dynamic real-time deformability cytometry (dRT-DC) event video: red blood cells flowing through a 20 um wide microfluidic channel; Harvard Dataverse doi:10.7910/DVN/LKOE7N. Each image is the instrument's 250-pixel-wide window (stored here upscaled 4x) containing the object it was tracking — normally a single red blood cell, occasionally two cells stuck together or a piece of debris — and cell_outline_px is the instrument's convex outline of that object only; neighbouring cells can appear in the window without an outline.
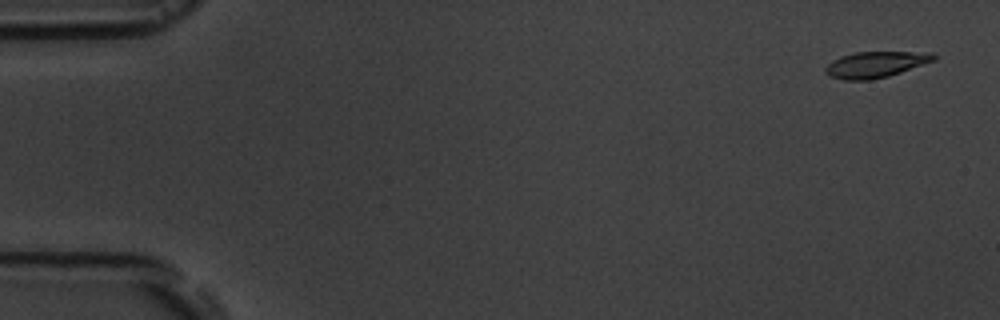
{"species": "common noctule bat (a hibernating species)", "species_latin": "Nyctalus noctula", "temperature_condition": "room temperature", "stored_images_in_passage": 5, "camera_frame_rate_fps": 3000, "um_per_image_px": 0.085, "animal": {"sex": "male", "body_mass_g": 19.5, "forearm_length_mm": 54.6}, "frame": {"image": 1, "passage_image": 1, "time_ms": 0.0, "image_size_px": [1000, 320], "cell_outline_px": [[936, 60], [888, 76], [868, 80], [844, 80], [828, 76], [824, 72], [824, 68], [832, 60], [840, 56], [856, 52], [932, 52], [936, 56]], "centroid_in_image_um": [74.39, 5.48], "position_along_channel_um": 10.6, "area_um2": 16.47}}
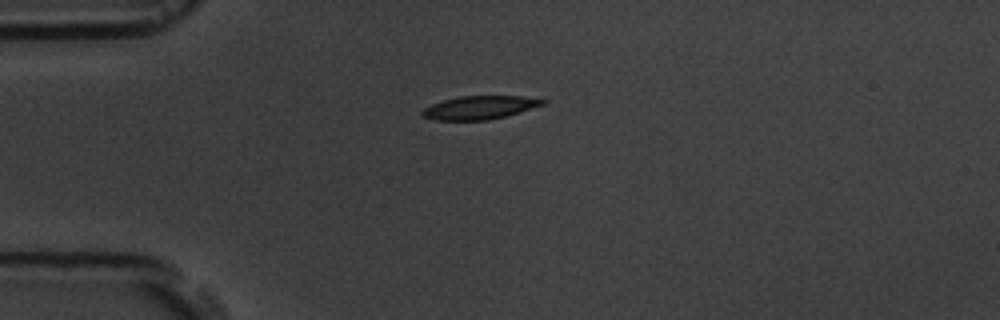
{"frame": {"image": 2, "passage_image": 4, "time_ms": 4.0, "image_size_px": [1000, 320], "cell_outline_px": [[548, 104], [504, 116], [488, 120], [436, 120], [420, 116], [420, 112], [424, 108], [432, 104], [444, 100], [460, 96], [520, 96], [548, 100]], "centroid_in_image_um": [40.78, 9.14], "position_along_channel_um": 44.2, "area_um2": 16.42}}